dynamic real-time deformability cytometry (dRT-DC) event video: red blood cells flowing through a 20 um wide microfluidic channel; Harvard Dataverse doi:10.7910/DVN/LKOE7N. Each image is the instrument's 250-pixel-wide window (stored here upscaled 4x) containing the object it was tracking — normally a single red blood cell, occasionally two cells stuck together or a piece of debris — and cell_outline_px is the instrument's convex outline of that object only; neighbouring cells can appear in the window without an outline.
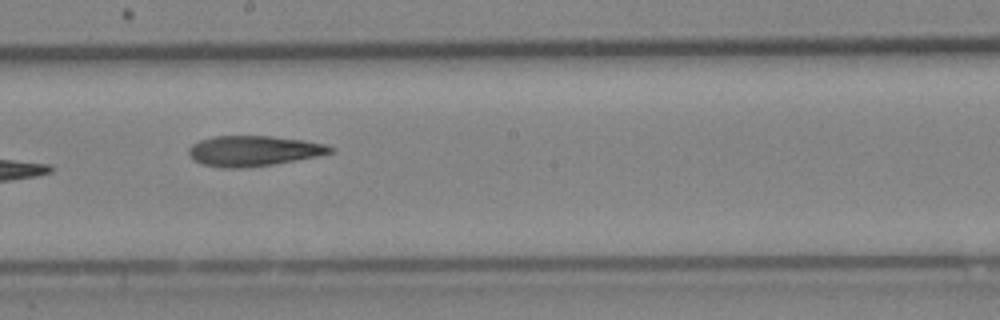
{"species": "Egyptian fruit bat (a non-hibernating species)", "species_latin": "Rousettus aegyptiacus", "temperature_condition": "cold", "stored_images_in_passage": 8, "camera_frame_rate_fps": 3000, "um_per_image_px": 0.085, "animal": {"sex": "female"}, "frame": {"image": 1, "passage_image": 8, "time_ms": 8.333, "image_size_px": [1000, 320], "cell_outline_px": [[336, 152], [320, 156], [272, 164], [244, 168], [224, 168], [204, 164], [196, 160], [188, 152], [188, 148], [192, 144], [200, 140], [212, 136], [272, 136], [304, 140], [324, 144], [332, 148]], "centroid_in_image_um": [21.58, 12.82], "position_along_channel_um": 226.6, "area_um2": 24.97}}